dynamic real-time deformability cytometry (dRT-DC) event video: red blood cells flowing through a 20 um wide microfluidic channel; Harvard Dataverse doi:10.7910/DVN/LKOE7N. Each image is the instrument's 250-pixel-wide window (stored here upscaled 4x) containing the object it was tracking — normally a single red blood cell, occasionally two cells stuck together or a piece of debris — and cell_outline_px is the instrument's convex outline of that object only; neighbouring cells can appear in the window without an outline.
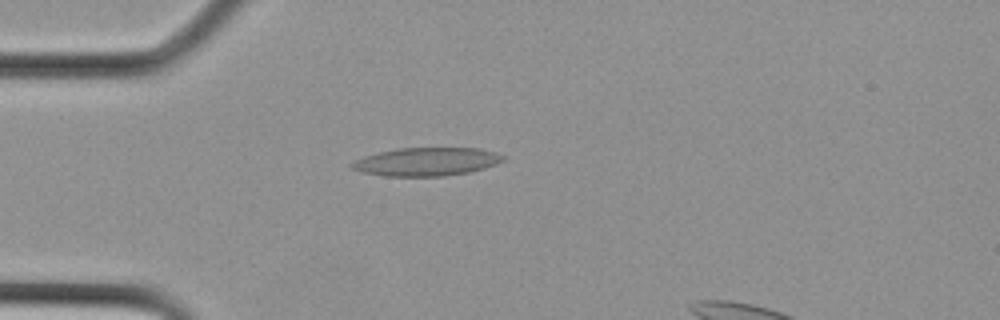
{"species": "Egyptian fruit bat (a non-hibernating species)", "species_latin": "Rousettus aegyptiacus", "temperature_condition": "cold", "stored_images_in_passage": 12, "camera_frame_rate_fps": 3000, "um_per_image_px": 0.085, "animal": {"sex": "female"}, "frame": {"image": 1, "passage_image": 4, "time_ms": 1.0, "image_size_px": [1000, 320], "cell_outline_px": [[504, 160], [496, 164], [484, 168], [468, 172], [444, 176], [384, 176], [364, 172], [352, 168], [348, 164], [364, 156], [396, 148], [480, 148], [496, 152], [504, 156]], "centroid_in_image_um": [36.26, 13.74], "position_along_channel_um": 48.7, "area_um2": 24.85}}
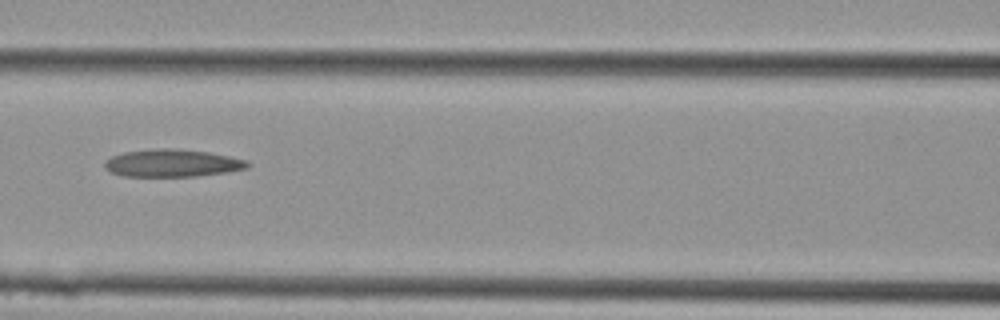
{"frame": {"image": 2, "passage_image": 9, "time_ms": 2.667, "image_size_px": [1000, 320], "cell_outline_px": [[248, 168], [224, 172], [196, 176], [124, 176], [112, 172], [104, 168], [104, 160], [112, 156], [124, 152], [160, 148], [172, 148], [208, 152], [248, 160]], "centroid_in_image_um": [14.61, 13.86], "position_along_channel_um": 152.0, "area_um2": 22.72}}
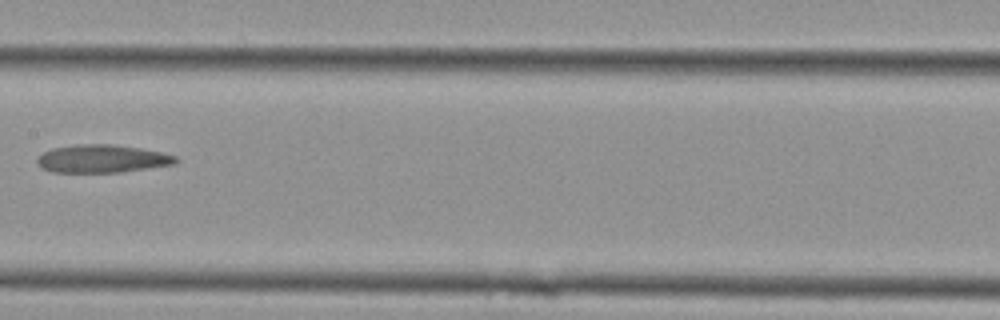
{"frame": {"image": 3, "passage_image": 11, "time_ms": 3.333, "image_size_px": [1000, 320], "cell_outline_px": [[180, 160], [176, 164], [120, 172], [52, 172], [36, 164], [36, 160], [44, 152], [52, 148], [80, 144], [112, 144], [140, 148], [160, 152], [176, 156]], "centroid_in_image_um": [8.7, 13.49], "position_along_channel_um": 198.7, "area_um2": 22.48}}